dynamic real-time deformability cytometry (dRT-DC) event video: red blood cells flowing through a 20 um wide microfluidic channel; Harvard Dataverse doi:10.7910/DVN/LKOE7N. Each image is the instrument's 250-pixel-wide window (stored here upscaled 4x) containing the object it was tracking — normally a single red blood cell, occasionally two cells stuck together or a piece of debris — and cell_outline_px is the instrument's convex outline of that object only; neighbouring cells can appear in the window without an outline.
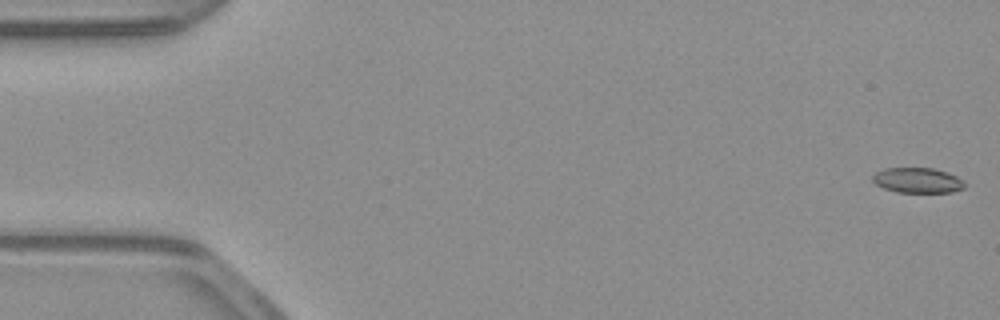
{"species": "common noctule bat (a hibernating species)", "species_latin": "Nyctalus noctula", "temperature_condition": "warm", "stored_images_in_passage": 9, "camera_frame_rate_fps": 3000, "um_per_image_px": 0.085, "animal": {"sex": "male", "body_mass_g": 23.1, "forearm_length_mm": 52.7}, "frame": {"image": 1, "passage_image": 1, "time_ms": 0.0, "image_size_px": [1000, 320], "cell_outline_px": [[964, 188], [952, 192], [896, 192], [884, 188], [876, 184], [872, 180], [872, 176], [876, 172], [884, 168], [932, 168], [948, 172], [964, 180]], "centroid_in_image_um": [77.99, 15.32], "position_along_channel_um": 7.0, "area_um2": 13.53}}